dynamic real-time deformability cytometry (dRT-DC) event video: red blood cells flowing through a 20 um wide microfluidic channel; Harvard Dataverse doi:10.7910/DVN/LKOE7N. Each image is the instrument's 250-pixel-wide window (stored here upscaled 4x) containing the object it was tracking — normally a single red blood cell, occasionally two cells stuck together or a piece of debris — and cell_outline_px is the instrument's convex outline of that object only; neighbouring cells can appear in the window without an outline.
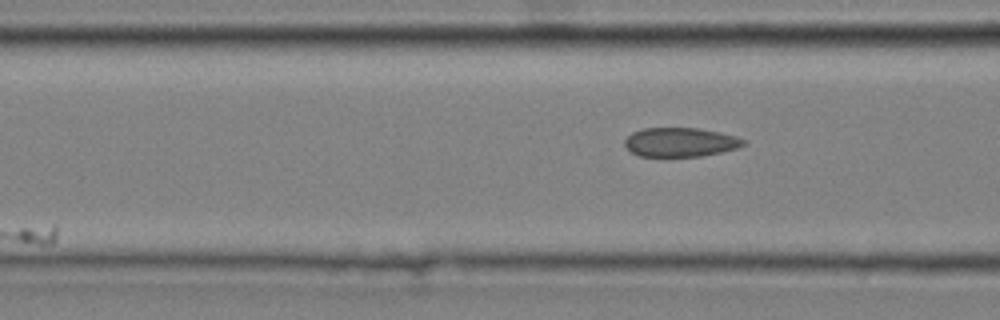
{"species": "common noctule bat (a hibernating species)", "species_latin": "Nyctalus noctula", "temperature_condition": "cold", "stored_images_in_passage": 5, "camera_frame_rate_fps": 3000, "um_per_image_px": 0.085, "animal": {"sex": "male", "body_mass_g": 20.4}, "frame": {"image": 1, "passage_image": 5, "time_ms": 1.333, "image_size_px": [1000, 320], "cell_outline_px": [[748, 144], [736, 148], [720, 152], [700, 156], [640, 156], [632, 152], [624, 144], [624, 140], [632, 132], [644, 128], [700, 128], [720, 132], [736, 136], [748, 140]], "centroid_in_image_um": [57.87, 12.07], "position_along_channel_um": 108.7, "area_um2": 20.17}}